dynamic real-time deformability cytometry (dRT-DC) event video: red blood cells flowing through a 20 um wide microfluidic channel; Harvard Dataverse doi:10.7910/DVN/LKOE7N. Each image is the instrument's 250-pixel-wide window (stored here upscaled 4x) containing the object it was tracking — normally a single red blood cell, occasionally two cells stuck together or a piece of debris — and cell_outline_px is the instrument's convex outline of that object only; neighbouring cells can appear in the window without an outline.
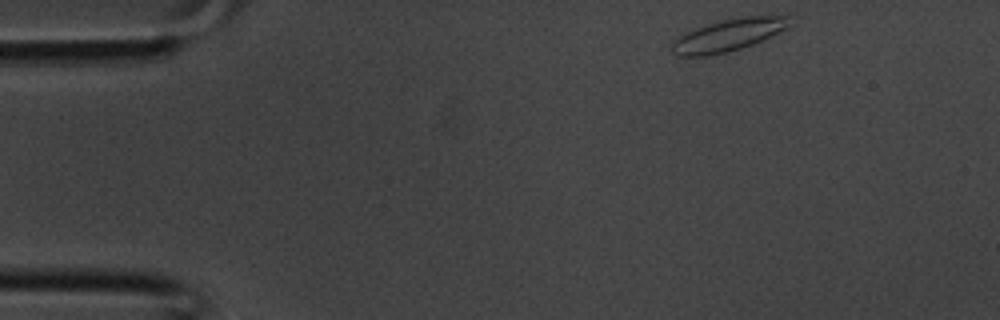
{"species": "common noctule bat (a hibernating species)", "species_latin": "Nyctalus noctula", "temperature_condition": "room temperature", "stored_images_in_passage": 34, "camera_frame_rate_fps": 3000, "um_per_image_px": 0.085, "animal": {"sex": "male", "body_mass_g": 20.1, "forearm_length_mm": 53.5}, "frame": {"image": 1, "passage_image": 1, "time_ms": 0.0, "image_size_px": [1000, 320], "cell_outline_px": [[788, 28], [752, 44], [740, 48], [708, 56], [676, 56], [672, 52], [672, 44], [676, 36], [708, 24], [724, 20], [744, 16], [788, 12]], "centroid_in_image_um": [61.96, 2.95], "position_along_channel_um": 23.0, "area_um2": 22.2}}
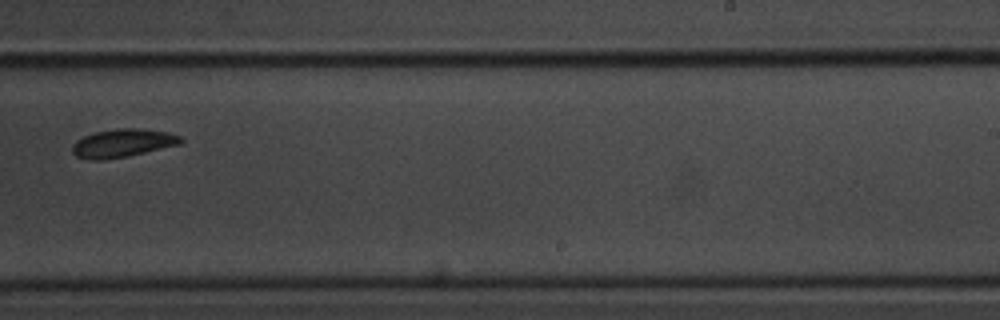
{"frame": {"image": 2, "passage_image": 20, "time_ms": 6.333, "image_size_px": [1000, 320], "cell_outline_px": [[184, 140], [180, 144], [144, 152], [104, 160], [88, 160], [76, 156], [72, 152], [72, 144], [76, 140], [92, 132], [116, 128], [140, 128], [168, 132], [180, 136]], "centroid_in_image_um": [10.38, 12.15], "position_along_channel_um": 278.6, "area_um2": 17.86}}
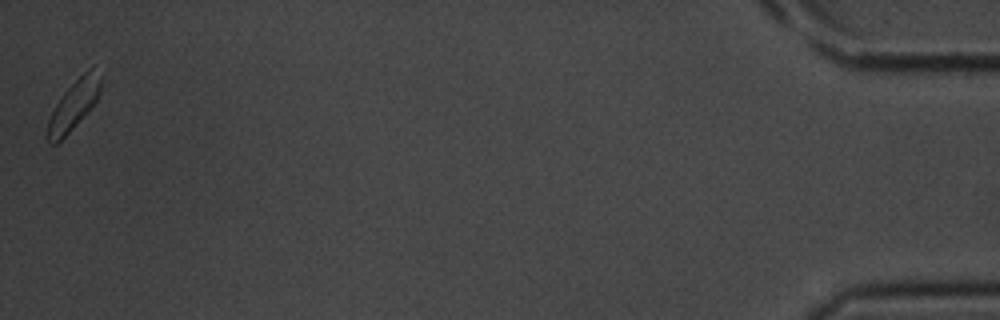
{"frame": {"image": 3, "passage_image": 34, "time_ms": 11.0, "image_size_px": [1000, 320], "cell_outline_px": [[104, 76], [100, 92], [96, 100], [72, 128], [56, 144], [48, 144], [44, 136], [48, 120], [56, 104], [64, 92], [88, 68], [92, 68]], "centroid_in_image_um": [6.24, 8.94], "position_along_channel_um": 429.0, "area_um2": 15.14}}